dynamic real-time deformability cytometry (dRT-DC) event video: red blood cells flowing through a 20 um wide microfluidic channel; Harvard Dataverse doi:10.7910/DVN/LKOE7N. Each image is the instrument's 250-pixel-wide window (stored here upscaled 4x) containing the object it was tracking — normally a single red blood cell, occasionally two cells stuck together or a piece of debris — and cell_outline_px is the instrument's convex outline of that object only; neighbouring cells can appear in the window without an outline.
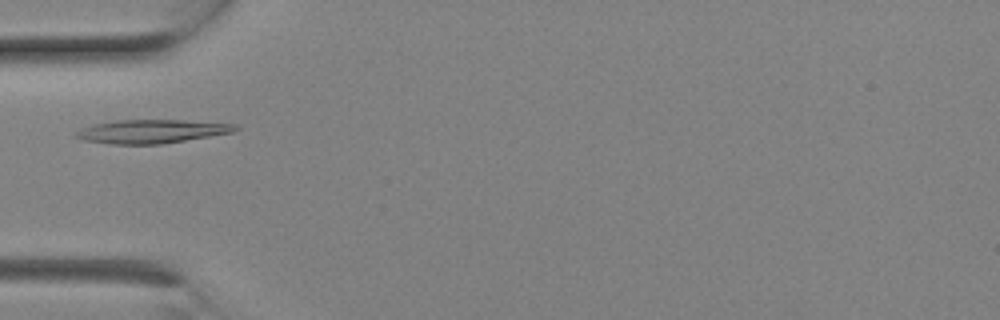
{"species": "Egyptian fruit bat (a non-hibernating species)", "species_latin": "Rousettus aegyptiacus", "temperature_condition": "room temperature", "stored_images_in_passage": 5, "camera_frame_rate_fps": 3000, "um_per_image_px": 0.085, "animal": {"sex": "female"}, "frame": {"image": 1, "passage_image": 3, "time_ms": 0.667, "image_size_px": [1000, 320], "cell_outline_px": [[240, 128], [232, 132], [160, 144], [108, 144], [84, 140], [76, 136], [76, 132], [80, 128], [96, 124], [116, 120], [184, 120], [236, 124]], "centroid_in_image_um": [12.88, 11.16], "position_along_channel_um": 72.1, "area_um2": 21.62}}
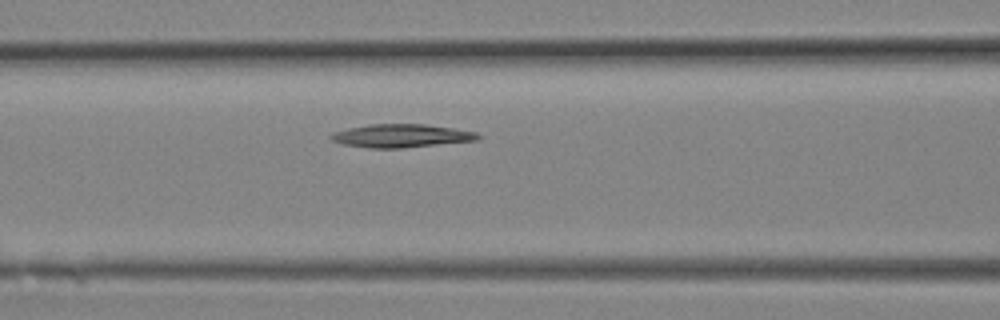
{"frame": {"image": 2, "passage_image": 5, "time_ms": 1.333, "image_size_px": [1000, 320], "cell_outline_px": [[484, 136], [480, 140], [400, 148], [368, 148], [344, 144], [332, 140], [328, 136], [332, 132], [348, 128], [368, 124], [424, 124], [452, 128], [476, 132]], "centroid_in_image_um": [34.12, 11.54], "position_along_channel_um": 132.5, "area_um2": 20.0}}